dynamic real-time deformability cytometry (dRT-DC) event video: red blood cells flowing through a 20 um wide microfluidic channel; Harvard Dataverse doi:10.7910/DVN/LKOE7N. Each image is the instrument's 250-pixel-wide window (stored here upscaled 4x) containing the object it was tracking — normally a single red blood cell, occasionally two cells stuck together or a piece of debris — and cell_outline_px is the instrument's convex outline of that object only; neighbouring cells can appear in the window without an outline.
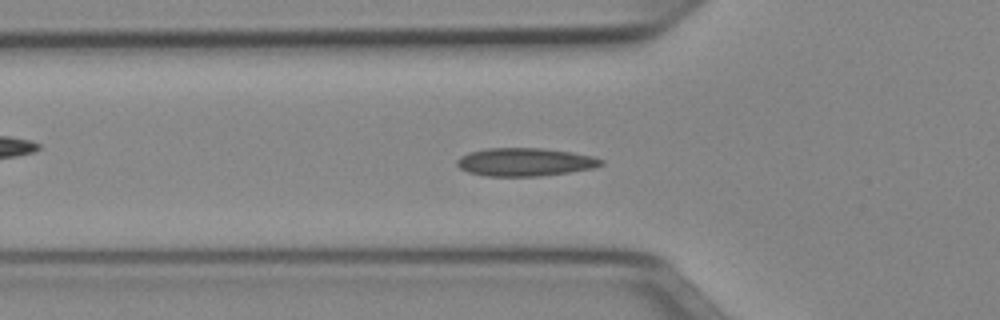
{"species": "Egyptian fruit bat (a non-hibernating species)", "species_latin": "Rousettus aegyptiacus", "temperature_condition": "cold", "stored_images_in_passage": 52, "segment_of_instrument_passage": [1, 2], "camera_frame_rate_fps": 3000, "um_per_image_px": 0.085, "animal": {"sex": "female"}, "frame": {"image": 1, "passage_image": 17, "time_ms": 5.333, "image_size_px": [1000, 320], "cell_outline_px": [[600, 164], [584, 168], [560, 172], [520, 176], [504, 176], [472, 172], [464, 168], [460, 164], [460, 160], [464, 156], [476, 152], [500, 148], [524, 148], [564, 152], [584, 156], [600, 160]], "centroid_in_image_um": [44.56, 13.76], "position_along_channel_um": 81.2, "area_um2": 20.69}}
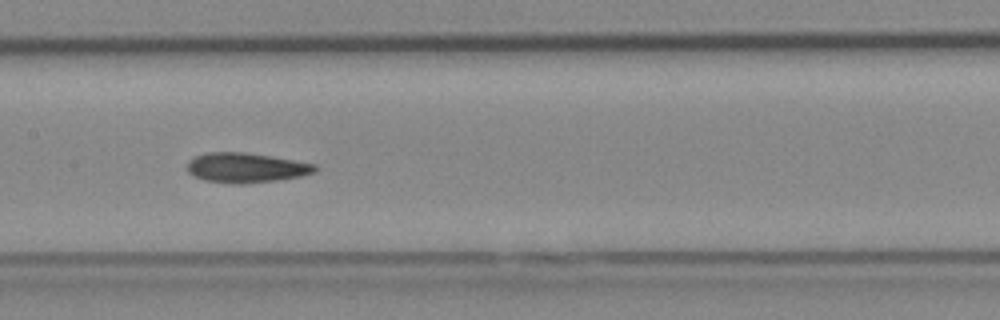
{"frame": {"image": 2, "passage_image": 25, "time_ms": 8.0, "image_size_px": [1000, 320], "cell_outline_px": [[316, 168], [308, 172], [292, 176], [264, 180], [212, 180], [200, 176], [192, 172], [188, 168], [188, 164], [192, 160], [200, 156], [220, 152], [228, 152], [264, 156], [312, 164]], "centroid_in_image_um": [20.87, 14.2], "position_along_channel_um": 186.5, "area_um2": 18.79}}
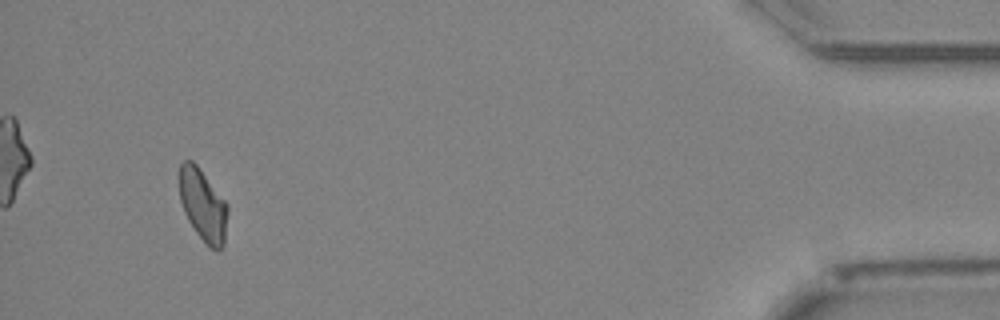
{"frame": {"image": 3, "passage_image": 48, "time_ms": 15.667, "image_size_px": [1000, 320], "cell_outline_px": [[224, 236], [220, 248], [212, 248], [200, 236], [192, 224], [184, 208], [180, 196], [180, 164], [184, 160], [192, 160], [196, 164], [224, 200]], "centroid_in_image_um": [17.19, 17.33], "position_along_channel_um": 418.0, "area_um2": 18.5}}